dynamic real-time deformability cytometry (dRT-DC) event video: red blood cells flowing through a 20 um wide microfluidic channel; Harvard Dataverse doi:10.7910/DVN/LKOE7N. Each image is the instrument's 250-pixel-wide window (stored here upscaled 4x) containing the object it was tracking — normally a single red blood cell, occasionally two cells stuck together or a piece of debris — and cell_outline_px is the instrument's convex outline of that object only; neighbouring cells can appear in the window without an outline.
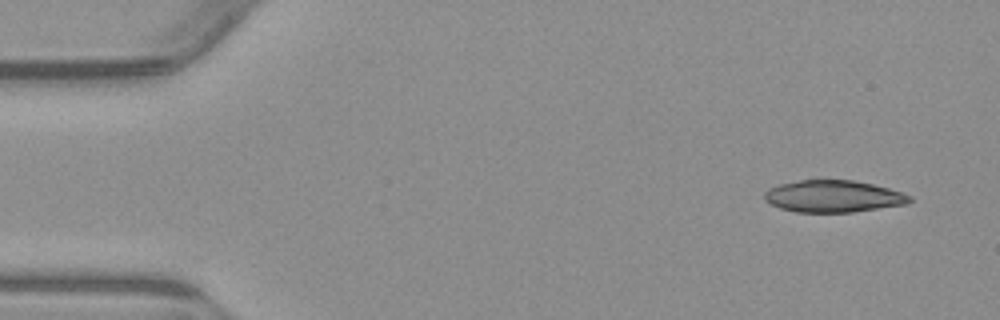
{"species": "common noctule bat (a hibernating species)", "species_latin": "Nyctalus noctula", "temperature_condition": "warm", "stored_images_in_passage": 4, "camera_frame_rate_fps": 3000, "um_per_image_px": 0.085, "animal": {"sex": "male", "body_mass_g": 23.1, "forearm_length_mm": 52.7}, "frame": {"image": 1, "passage_image": 1, "time_ms": 0.0, "image_size_px": [1000, 320], "cell_outline_px": [[912, 200], [908, 204], [852, 212], [796, 212], [780, 208], [764, 200], [764, 192], [768, 188], [780, 184], [800, 180], [852, 180], [872, 184], [888, 188], [912, 196]], "centroid_in_image_um": [70.82, 16.69], "position_along_channel_um": 14.2, "area_um2": 26.99}}